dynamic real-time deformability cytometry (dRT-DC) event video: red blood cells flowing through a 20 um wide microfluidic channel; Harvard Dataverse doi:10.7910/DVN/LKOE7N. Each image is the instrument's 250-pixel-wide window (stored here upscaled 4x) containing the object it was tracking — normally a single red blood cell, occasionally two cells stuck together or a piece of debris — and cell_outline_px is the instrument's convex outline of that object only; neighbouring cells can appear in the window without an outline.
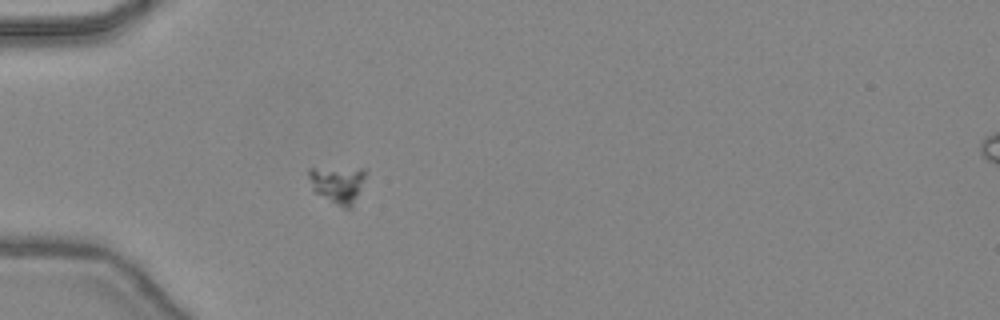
{"species": "common noctule bat (a hibernating species)", "species_latin": "Nyctalus noctula", "temperature_condition": "warm", "stored_images_in_passage": 47, "camera_frame_rate_fps": 3000, "um_per_image_px": 0.085, "animal": {"sex": "female", "body_mass_g": 24.6, "forearm_length_mm": 56.2}, "frame": {"image": 1, "passage_image": 13, "time_ms": 4.0, "image_size_px": [1000, 320], "cell_outline_px": [[364, 176], [352, 208], [344, 208], [312, 192], [308, 176], [308, 168], [364, 168]], "centroid_in_image_um": [28.63, 15.67], "position_along_channel_um": 56.4, "area_um2": 12.25}}
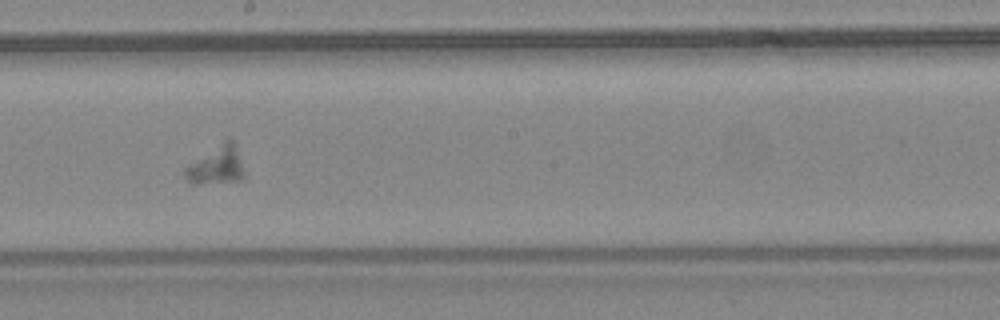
{"frame": {"image": 2, "passage_image": 26, "time_ms": 8.333, "image_size_px": [1000, 320], "cell_outline_px": [[244, 176], [240, 180], [196, 184], [192, 184], [184, 176], [184, 168], [228, 136], [232, 140], [240, 160], [244, 172]], "centroid_in_image_um": [18.38, 14.04], "position_along_channel_um": 229.8, "area_um2": 12.95}}
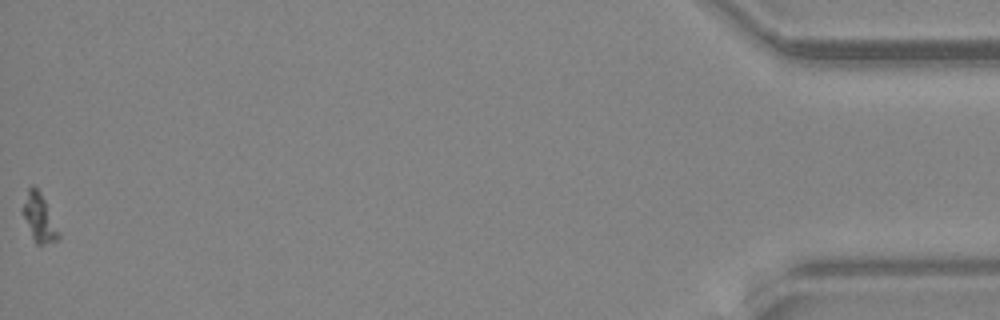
{"frame": {"image": 3, "passage_image": 47, "time_ms": 15.333, "image_size_px": [1000, 320], "cell_outline_px": [[60, 236], [56, 240], [44, 244], [36, 244], [20, 212], [20, 208], [28, 188], [32, 184], [40, 192], [60, 232]], "centroid_in_image_um": [3.29, 18.49], "position_along_channel_um": 431.9, "area_um2": 10.0}}